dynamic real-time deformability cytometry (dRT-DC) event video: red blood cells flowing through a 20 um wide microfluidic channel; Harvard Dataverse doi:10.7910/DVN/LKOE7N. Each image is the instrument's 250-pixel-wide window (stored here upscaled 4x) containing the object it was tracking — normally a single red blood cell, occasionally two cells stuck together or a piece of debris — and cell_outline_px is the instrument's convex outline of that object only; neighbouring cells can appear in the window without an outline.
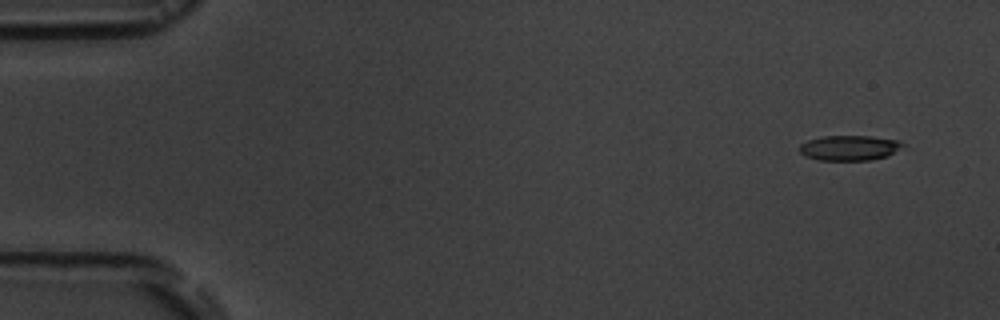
{"species": "common noctule bat (a hibernating species)", "species_latin": "Nyctalus noctula", "temperature_condition": "room temperature", "stored_images_in_passage": 4, "camera_frame_rate_fps": 3000, "um_per_image_px": 0.085, "animal": {"sex": "male", "body_mass_g": 19.5, "forearm_length_mm": 54.6}, "frame": {"image": 1, "passage_image": 1, "time_ms": 0.0, "image_size_px": [1000, 320], "cell_outline_px": [[904, 144], [888, 156], [868, 160], [820, 160], [804, 156], [800, 152], [800, 144], [808, 140], [824, 136], [872, 136], [896, 140]], "centroid_in_image_um": [72.16, 12.57], "position_along_channel_um": 12.8, "area_um2": 14.91}}
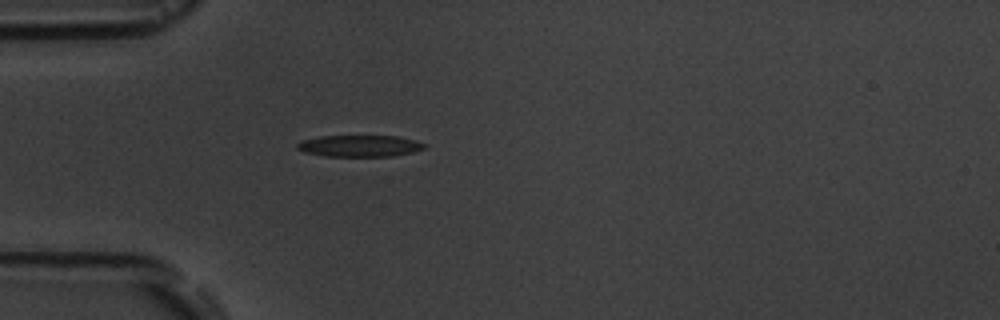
{"frame": {"image": 2, "passage_image": 4, "time_ms": 4.333, "image_size_px": [1000, 320], "cell_outline_px": [[428, 144], [424, 148], [412, 152], [392, 156], [324, 156], [304, 152], [296, 148], [296, 144], [300, 140], [320, 136], [396, 136], [416, 140]], "centroid_in_image_um": [30.55, 12.4], "position_along_channel_um": 54.5, "area_um2": 16.07}}